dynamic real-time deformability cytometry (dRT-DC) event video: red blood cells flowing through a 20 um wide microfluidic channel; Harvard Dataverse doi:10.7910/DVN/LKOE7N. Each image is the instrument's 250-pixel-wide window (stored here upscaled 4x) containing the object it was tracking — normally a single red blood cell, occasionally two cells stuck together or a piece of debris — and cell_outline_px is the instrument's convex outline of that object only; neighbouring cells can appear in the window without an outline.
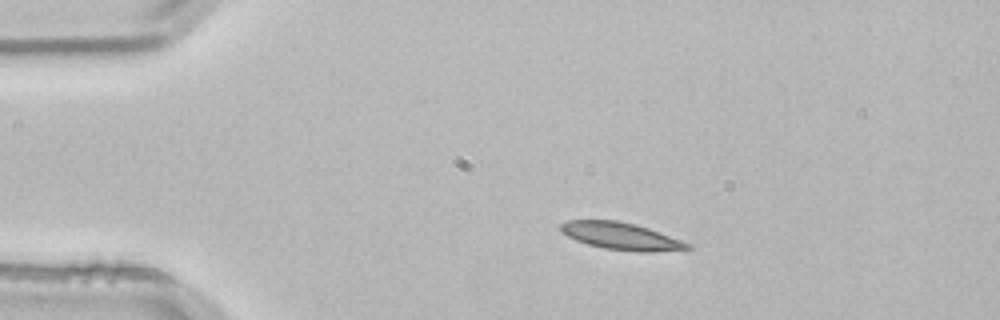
{"species": "common noctule bat (a hibernating species)", "species_latin": "Nyctalus noctula", "temperature_condition": "room temperature", "stored_images_in_passage": 3, "camera_frame_rate_fps": 3000, "um_per_image_px": 0.085, "animal": {"sex": "male", "body_mass_g": 21.5, "forearm_length_mm": 52.0}, "frame": {"image": 1, "passage_image": 1, "time_ms": 0.0, "image_size_px": [1000, 320], "cell_outline_px": [[692, 248], [648, 252], [640, 252], [604, 248], [588, 244], [576, 240], [568, 236], [560, 228], [560, 224], [568, 220], [616, 220], [636, 224], [648, 228], [692, 244]], "centroid_in_image_um": [52.8, 20.06], "position_along_channel_um": 32.2, "area_um2": 19.83}}